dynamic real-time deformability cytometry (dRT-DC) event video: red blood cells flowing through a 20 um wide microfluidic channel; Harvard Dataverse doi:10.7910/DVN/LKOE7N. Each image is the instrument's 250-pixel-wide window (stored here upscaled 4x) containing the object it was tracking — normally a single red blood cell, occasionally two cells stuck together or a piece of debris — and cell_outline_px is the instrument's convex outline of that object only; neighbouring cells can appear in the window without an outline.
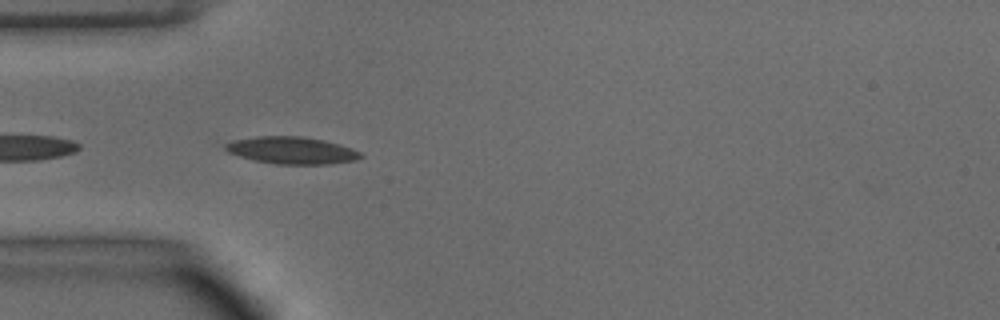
{"species": "common noctule bat (a hibernating species)", "species_latin": "Nyctalus noctula", "temperature_condition": "warm", "stored_images_in_passage": 17, "camera_frame_rate_fps": 3000, "um_per_image_px": 0.085, "animal": {"sex": "male", "body_mass_g": 15.6}, "frame": {"image": 1, "passage_image": 14, "time_ms": 4.333, "image_size_px": [1000, 320], "cell_outline_px": [[364, 156], [356, 160], [332, 164], [276, 164], [256, 160], [240, 156], [228, 152], [224, 148], [224, 144], [232, 140], [256, 136], [300, 136], [324, 140], [340, 144], [352, 148], [360, 152]], "centroid_in_image_um": [24.81, 12.77], "position_along_channel_um": 60.2, "area_um2": 21.44}}